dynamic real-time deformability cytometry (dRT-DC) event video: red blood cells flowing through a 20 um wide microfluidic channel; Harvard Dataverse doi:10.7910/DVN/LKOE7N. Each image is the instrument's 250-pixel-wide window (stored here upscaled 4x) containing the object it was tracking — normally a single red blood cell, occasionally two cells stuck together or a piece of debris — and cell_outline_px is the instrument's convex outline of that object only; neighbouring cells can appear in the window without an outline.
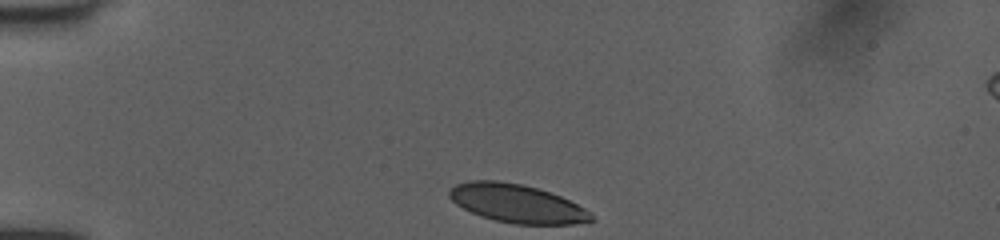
{"species": "human", "species_latin": "Homo sapiens", "temperature_condition": "room temperature", "stored_images_in_passage": 33, "camera_frame_rate_fps": 3000, "um_per_image_px": 0.085, "donor": {"sex": "female"}, "frame": {"image": 1, "passage_image": 1, "time_ms": 0.0, "image_size_px": [1000, 240], "cell_outline_px": [[596, 220], [588, 224], [516, 224], [496, 220], [480, 216], [456, 204], [448, 196], [448, 192], [456, 184], [468, 180], [496, 180], [520, 184], [536, 188], [560, 196], [592, 212]], "centroid_in_image_um": [43.98, 17.31], "position_along_channel_um": 41.0, "area_um2": 31.79}}
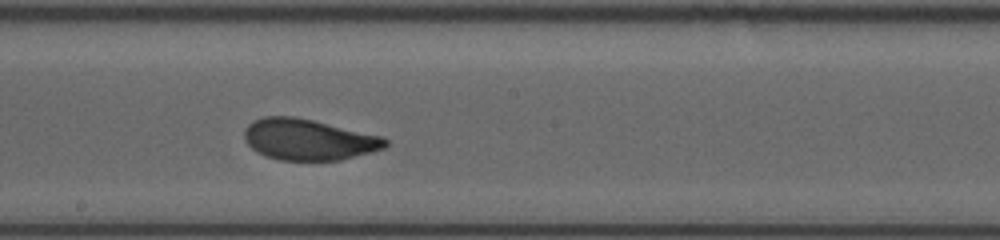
{"frame": {"image": 2, "passage_image": 18, "time_ms": 5.667, "image_size_px": [1000, 240], "cell_outline_px": [[388, 144], [384, 148], [372, 152], [340, 160], [280, 160], [264, 156], [256, 152], [244, 140], [244, 132], [248, 124], [252, 120], [264, 116], [292, 116], [312, 120], [384, 136], [388, 140]], "centroid_in_image_um": [26.21, 11.86], "position_along_channel_um": 222.0, "area_um2": 33.93}}
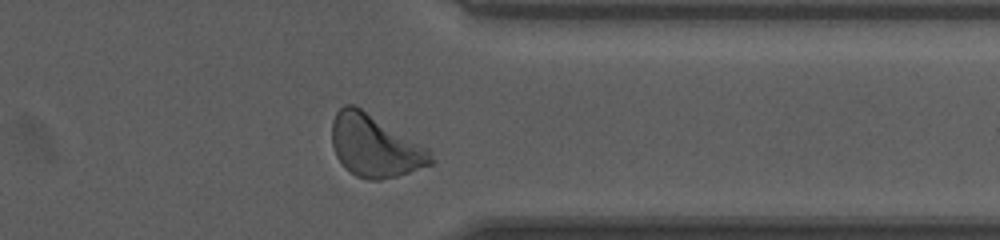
{"frame": {"image": 3, "passage_image": 30, "time_ms": 9.667, "image_size_px": [1000, 240], "cell_outline_px": [[436, 160], [432, 164], [396, 176], [380, 180], [368, 180], [356, 176], [344, 168], [336, 156], [332, 144], [332, 120], [336, 112], [344, 104], [352, 104], [360, 108], [428, 148], [432, 152]], "centroid_in_image_um": [31.85, 12.42], "position_along_channel_um": 379.6, "area_um2": 35.66}, "authors_computed_cell_mechanics": {"area_um2": 33.6396, "velocity_mm_per_s": 3.9988, "shape_relaxation_time_tau1_ms": 2.9838, "shape_relaxation_time_tau2_ms": null, "deformation_change_tau1": 0.1277, "deformation_change_tau2": null}}